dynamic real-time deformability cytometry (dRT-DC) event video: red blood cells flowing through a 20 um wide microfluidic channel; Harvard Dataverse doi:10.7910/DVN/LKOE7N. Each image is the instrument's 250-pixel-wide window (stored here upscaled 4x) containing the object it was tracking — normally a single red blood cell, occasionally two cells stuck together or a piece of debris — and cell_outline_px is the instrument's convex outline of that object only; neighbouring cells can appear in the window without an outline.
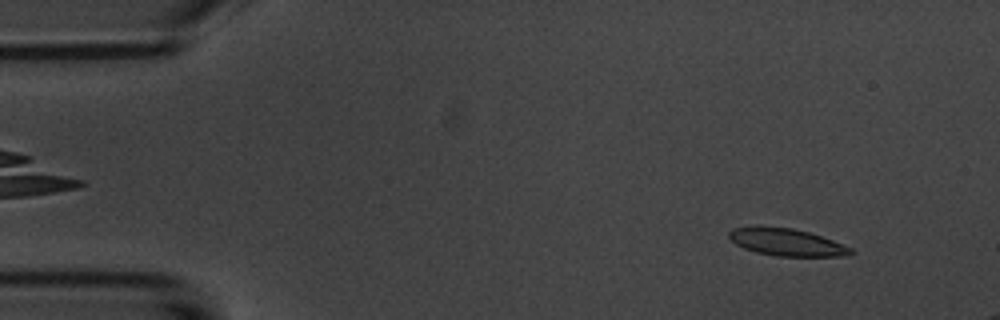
{"species": "common noctule bat (a hibernating species)", "species_latin": "Nyctalus noctula", "temperature_condition": "room temperature", "stored_images_in_passage": 3, "camera_frame_rate_fps": 3000, "um_per_image_px": 0.085, "animal": {"sex": "male", "body_mass_g": 20.1, "forearm_length_mm": 53.5}, "frame": {"image": 1, "passage_image": 1, "time_ms": 0.0, "image_size_px": [1000, 320], "cell_outline_px": [[856, 252], [848, 256], [776, 256], [756, 252], [744, 248], [736, 244], [728, 236], [728, 232], [732, 228], [756, 224], [792, 228], [808, 232], [832, 240], [852, 248]], "centroid_in_image_um": [66.82, 20.56], "position_along_channel_um": 18.2, "area_um2": 19.71}}